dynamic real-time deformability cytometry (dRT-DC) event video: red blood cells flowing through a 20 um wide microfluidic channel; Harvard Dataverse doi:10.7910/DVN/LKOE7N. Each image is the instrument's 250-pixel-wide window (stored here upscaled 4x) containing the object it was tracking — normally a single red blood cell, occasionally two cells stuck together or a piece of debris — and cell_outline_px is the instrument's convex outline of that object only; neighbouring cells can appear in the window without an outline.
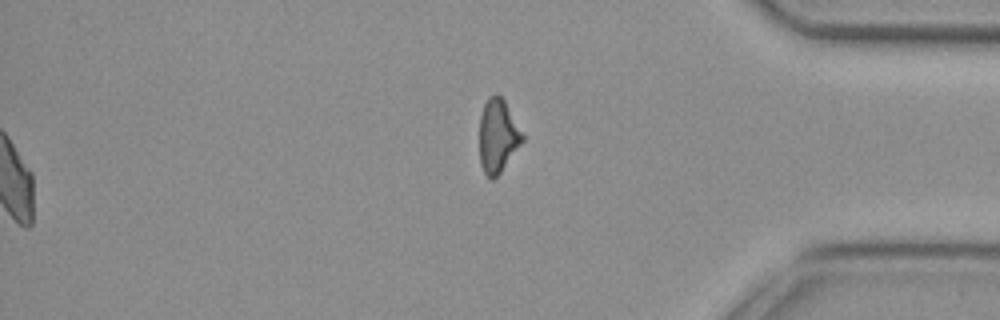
{"species": "common noctule bat (a hibernating species)", "species_latin": "Nyctalus noctula", "temperature_condition": "cold", "stored_images_in_passage": 56, "segment_of_instrument_passage": [2, 2], "camera_frame_rate_fps": 3000, "um_per_image_px": 0.085, "animal": {"sex": "female", "body_mass_g": 29.2, "forearm_length_mm": 56.3}, "frame": {"image": 1, "passage_image": 56, "time_ms": 18.333, "image_size_px": [1000, 320], "cell_outline_px": [[524, 140], [500, 172], [492, 180], [484, 172], [480, 164], [480, 116], [484, 104], [488, 96], [496, 92], [504, 100], [524, 136]], "centroid_in_image_um": [42.3, 11.52], "position_along_channel_um": 392.9, "area_um2": 18.15}}